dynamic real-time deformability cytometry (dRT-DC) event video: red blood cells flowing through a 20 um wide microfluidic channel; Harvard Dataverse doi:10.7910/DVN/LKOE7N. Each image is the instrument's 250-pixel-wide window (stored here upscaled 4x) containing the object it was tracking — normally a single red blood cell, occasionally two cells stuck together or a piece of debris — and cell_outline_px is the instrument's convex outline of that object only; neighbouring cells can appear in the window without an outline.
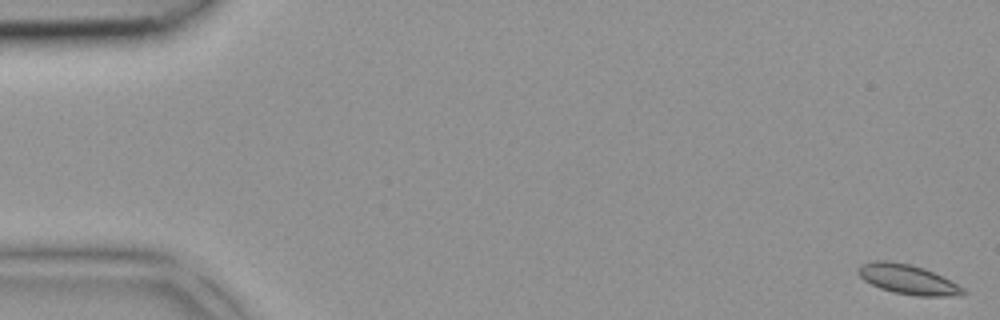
{"species": "common noctule bat (a hibernating species)", "species_latin": "Nyctalus noctula", "temperature_condition": "room temperature", "stored_images_in_passage": 44, "camera_frame_rate_fps": 3000, "um_per_image_px": 0.085, "animal": {"sex": "female", "body_mass_g": 18.4}, "frame": {"image": 1, "passage_image": 1, "time_ms": 0.0, "image_size_px": [1000, 320], "cell_outline_px": [[964, 292], [944, 296], [916, 296], [896, 292], [880, 288], [864, 280], [856, 272], [860, 264], [876, 260], [888, 260], [912, 264], [924, 268], [964, 288]], "centroid_in_image_um": [77.06, 23.71], "position_along_channel_um": 7.9, "area_um2": 17.74}}
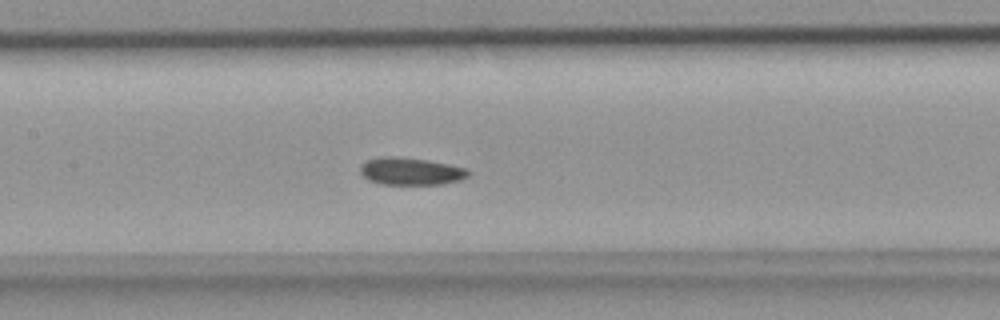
{"frame": {"image": 2, "passage_image": 21, "time_ms": 6.667, "image_size_px": [1000, 320], "cell_outline_px": [[472, 172], [468, 176], [460, 180], [444, 184], [384, 184], [368, 180], [360, 172], [360, 164], [364, 160], [380, 156], [396, 156], [428, 160], [468, 168]], "centroid_in_image_um": [34.92, 14.54], "position_along_channel_um": 172.5, "area_um2": 17.51}}
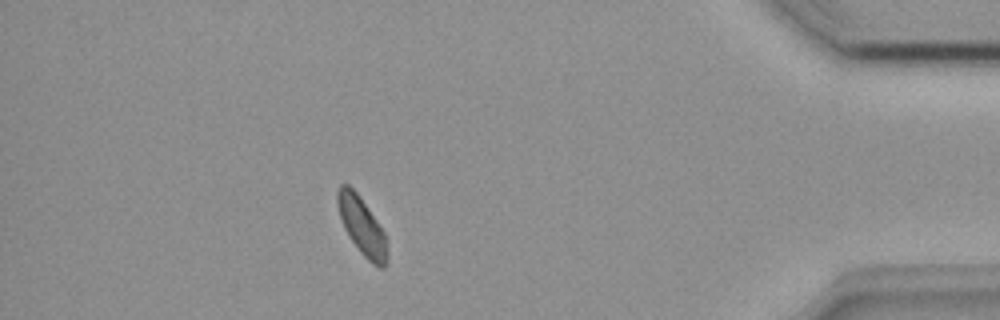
{"frame": {"image": 3, "passage_image": 39, "time_ms": 12.667, "image_size_px": [1000, 320], "cell_outline_px": [[388, 264], [384, 268], [380, 268], [372, 264], [360, 252], [348, 236], [344, 228], [336, 204], [336, 192], [340, 184], [348, 184], [360, 196], [384, 232], [388, 256]], "centroid_in_image_um": [30.75, 19.23], "position_along_channel_um": 404.4, "area_um2": 16.82}}